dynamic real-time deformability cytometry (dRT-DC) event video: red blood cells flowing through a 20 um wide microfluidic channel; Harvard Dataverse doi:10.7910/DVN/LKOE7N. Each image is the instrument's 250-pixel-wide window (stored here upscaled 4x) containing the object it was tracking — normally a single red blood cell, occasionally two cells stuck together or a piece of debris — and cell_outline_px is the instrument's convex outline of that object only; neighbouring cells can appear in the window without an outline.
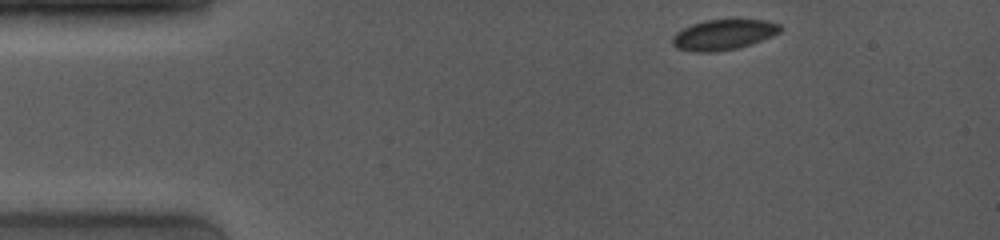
{"species": "common noctule bat (a hibernating species)", "species_latin": "Nyctalus noctula", "temperature_condition": "room temperature", "stored_images_in_passage": 10, "camera_frame_rate_fps": 4000, "um_per_image_px": 0.085, "animal": {"sex": "female", "body_mass_g": 19.0, "forearm_length_mm": 53.3}, "frame": {"image": 1, "passage_image": 1, "time_ms": 0.0, "image_size_px": [1000, 240], "cell_outline_px": [[780, 32], [772, 36], [752, 44], [740, 48], [716, 52], [696, 52], [676, 48], [672, 44], [672, 36], [676, 32], [692, 24], [708, 20], [764, 20], [780, 24]], "centroid_in_image_um": [61.48, 2.97], "position_along_channel_um": 23.5, "area_um2": 19.07}}
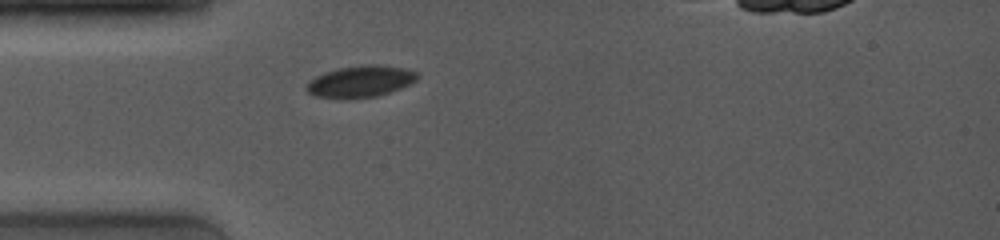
{"frame": {"image": 2, "passage_image": 6, "time_ms": 2.5, "image_size_px": [1000, 240], "cell_outline_px": [[420, 76], [416, 80], [400, 88], [380, 96], [348, 100], [340, 100], [316, 96], [308, 92], [304, 88], [304, 84], [308, 80], [324, 72], [336, 68], [360, 64], [376, 64], [404, 68], [416, 72]], "centroid_in_image_um": [30.57, 6.94], "position_along_channel_um": 54.4, "area_um2": 21.1}}